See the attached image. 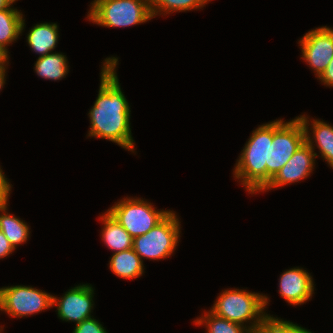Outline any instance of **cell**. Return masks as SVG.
<instances>
[{
  "mask_svg": "<svg viewBox=\"0 0 333 333\" xmlns=\"http://www.w3.org/2000/svg\"><path fill=\"white\" fill-rule=\"evenodd\" d=\"M118 58H106L101 72L99 94L89 112V136L115 142L124 149L134 150L130 128V107L121 91L115 72Z\"/></svg>",
  "mask_w": 333,
  "mask_h": 333,
  "instance_id": "6da1fadb",
  "label": "cell"
},
{
  "mask_svg": "<svg viewBox=\"0 0 333 333\" xmlns=\"http://www.w3.org/2000/svg\"><path fill=\"white\" fill-rule=\"evenodd\" d=\"M269 140H273V122L253 131L236 163L234 175L250 193L262 191L267 186Z\"/></svg>",
  "mask_w": 333,
  "mask_h": 333,
  "instance_id": "7a4b0ae2",
  "label": "cell"
},
{
  "mask_svg": "<svg viewBox=\"0 0 333 333\" xmlns=\"http://www.w3.org/2000/svg\"><path fill=\"white\" fill-rule=\"evenodd\" d=\"M267 298L262 294L246 292V290H225L219 295L211 311L241 325L245 321L254 320L248 327L254 333L268 316L263 312L268 303Z\"/></svg>",
  "mask_w": 333,
  "mask_h": 333,
  "instance_id": "3957f363",
  "label": "cell"
},
{
  "mask_svg": "<svg viewBox=\"0 0 333 333\" xmlns=\"http://www.w3.org/2000/svg\"><path fill=\"white\" fill-rule=\"evenodd\" d=\"M88 19L105 27H126L153 18L148 0H94Z\"/></svg>",
  "mask_w": 333,
  "mask_h": 333,
  "instance_id": "277c9868",
  "label": "cell"
},
{
  "mask_svg": "<svg viewBox=\"0 0 333 333\" xmlns=\"http://www.w3.org/2000/svg\"><path fill=\"white\" fill-rule=\"evenodd\" d=\"M305 142V130L298 117L286 123L281 119L273 121V140H269L266 163L267 185Z\"/></svg>",
  "mask_w": 333,
  "mask_h": 333,
  "instance_id": "5b68a950",
  "label": "cell"
},
{
  "mask_svg": "<svg viewBox=\"0 0 333 333\" xmlns=\"http://www.w3.org/2000/svg\"><path fill=\"white\" fill-rule=\"evenodd\" d=\"M179 224L175 213L170 211L146 234L133 238V250L141 259L167 258L177 246L180 236Z\"/></svg>",
  "mask_w": 333,
  "mask_h": 333,
  "instance_id": "8992f818",
  "label": "cell"
},
{
  "mask_svg": "<svg viewBox=\"0 0 333 333\" xmlns=\"http://www.w3.org/2000/svg\"><path fill=\"white\" fill-rule=\"evenodd\" d=\"M115 218L132 238L150 231L170 211H158L142 199L126 198L107 211Z\"/></svg>",
  "mask_w": 333,
  "mask_h": 333,
  "instance_id": "52a82bcc",
  "label": "cell"
},
{
  "mask_svg": "<svg viewBox=\"0 0 333 333\" xmlns=\"http://www.w3.org/2000/svg\"><path fill=\"white\" fill-rule=\"evenodd\" d=\"M52 304V295L30 286L0 288V310L9 316H29L52 307Z\"/></svg>",
  "mask_w": 333,
  "mask_h": 333,
  "instance_id": "ba28073f",
  "label": "cell"
},
{
  "mask_svg": "<svg viewBox=\"0 0 333 333\" xmlns=\"http://www.w3.org/2000/svg\"><path fill=\"white\" fill-rule=\"evenodd\" d=\"M298 118L303 124L306 142L292 155V157L285 163V165L262 191L298 182L304 178L306 179V177H308L312 172L315 163L314 158L317 154L314 153V142H312L313 140L308 133L309 120H307L305 115Z\"/></svg>",
  "mask_w": 333,
  "mask_h": 333,
  "instance_id": "9c48e42d",
  "label": "cell"
},
{
  "mask_svg": "<svg viewBox=\"0 0 333 333\" xmlns=\"http://www.w3.org/2000/svg\"><path fill=\"white\" fill-rule=\"evenodd\" d=\"M302 57L319 78L333 58V29L320 27L306 33L300 40Z\"/></svg>",
  "mask_w": 333,
  "mask_h": 333,
  "instance_id": "30bf717a",
  "label": "cell"
},
{
  "mask_svg": "<svg viewBox=\"0 0 333 333\" xmlns=\"http://www.w3.org/2000/svg\"><path fill=\"white\" fill-rule=\"evenodd\" d=\"M93 292L92 286L79 285L66 292L61 300L53 296L52 305L57 306L60 319L79 324L92 317L90 314L93 308Z\"/></svg>",
  "mask_w": 333,
  "mask_h": 333,
  "instance_id": "8fae6325",
  "label": "cell"
},
{
  "mask_svg": "<svg viewBox=\"0 0 333 333\" xmlns=\"http://www.w3.org/2000/svg\"><path fill=\"white\" fill-rule=\"evenodd\" d=\"M313 285V279L306 270L291 268L281 275L279 292L288 303L301 305L312 297Z\"/></svg>",
  "mask_w": 333,
  "mask_h": 333,
  "instance_id": "7c38bea8",
  "label": "cell"
},
{
  "mask_svg": "<svg viewBox=\"0 0 333 333\" xmlns=\"http://www.w3.org/2000/svg\"><path fill=\"white\" fill-rule=\"evenodd\" d=\"M58 41V25L50 23L36 24L27 35V42L39 57L51 54Z\"/></svg>",
  "mask_w": 333,
  "mask_h": 333,
  "instance_id": "4fadbf2b",
  "label": "cell"
},
{
  "mask_svg": "<svg viewBox=\"0 0 333 333\" xmlns=\"http://www.w3.org/2000/svg\"><path fill=\"white\" fill-rule=\"evenodd\" d=\"M104 224L102 238L104 243L115 253L131 249L133 238L108 212L100 217Z\"/></svg>",
  "mask_w": 333,
  "mask_h": 333,
  "instance_id": "5bb4252c",
  "label": "cell"
},
{
  "mask_svg": "<svg viewBox=\"0 0 333 333\" xmlns=\"http://www.w3.org/2000/svg\"><path fill=\"white\" fill-rule=\"evenodd\" d=\"M110 269L118 277L133 279L143 274V260L131 249L114 253L110 259Z\"/></svg>",
  "mask_w": 333,
  "mask_h": 333,
  "instance_id": "9a60e30c",
  "label": "cell"
},
{
  "mask_svg": "<svg viewBox=\"0 0 333 333\" xmlns=\"http://www.w3.org/2000/svg\"><path fill=\"white\" fill-rule=\"evenodd\" d=\"M7 205V202L0 203V211L2 212L0 215V230L15 250L17 245L26 242L29 237V227L19 218L6 213Z\"/></svg>",
  "mask_w": 333,
  "mask_h": 333,
  "instance_id": "2e32d148",
  "label": "cell"
},
{
  "mask_svg": "<svg viewBox=\"0 0 333 333\" xmlns=\"http://www.w3.org/2000/svg\"><path fill=\"white\" fill-rule=\"evenodd\" d=\"M23 15L13 8L0 11V44L5 48L15 41L24 29Z\"/></svg>",
  "mask_w": 333,
  "mask_h": 333,
  "instance_id": "e0dca14e",
  "label": "cell"
},
{
  "mask_svg": "<svg viewBox=\"0 0 333 333\" xmlns=\"http://www.w3.org/2000/svg\"><path fill=\"white\" fill-rule=\"evenodd\" d=\"M37 75L44 79L61 80L68 72L67 59L60 53L39 57L35 63Z\"/></svg>",
  "mask_w": 333,
  "mask_h": 333,
  "instance_id": "ac0fdd59",
  "label": "cell"
},
{
  "mask_svg": "<svg viewBox=\"0 0 333 333\" xmlns=\"http://www.w3.org/2000/svg\"><path fill=\"white\" fill-rule=\"evenodd\" d=\"M312 128L313 138L315 144H318L321 156L333 168V126L320 120H313Z\"/></svg>",
  "mask_w": 333,
  "mask_h": 333,
  "instance_id": "d6986e66",
  "label": "cell"
},
{
  "mask_svg": "<svg viewBox=\"0 0 333 333\" xmlns=\"http://www.w3.org/2000/svg\"><path fill=\"white\" fill-rule=\"evenodd\" d=\"M203 323L207 325V333H252L249 329H246V326L220 317L211 310L202 319L200 317L195 320L196 325H202Z\"/></svg>",
  "mask_w": 333,
  "mask_h": 333,
  "instance_id": "ffe728a7",
  "label": "cell"
},
{
  "mask_svg": "<svg viewBox=\"0 0 333 333\" xmlns=\"http://www.w3.org/2000/svg\"><path fill=\"white\" fill-rule=\"evenodd\" d=\"M153 17L159 12L189 11L203 7L210 0H148ZM170 11V12H169Z\"/></svg>",
  "mask_w": 333,
  "mask_h": 333,
  "instance_id": "44dd1931",
  "label": "cell"
},
{
  "mask_svg": "<svg viewBox=\"0 0 333 333\" xmlns=\"http://www.w3.org/2000/svg\"><path fill=\"white\" fill-rule=\"evenodd\" d=\"M254 333H293V323L268 315Z\"/></svg>",
  "mask_w": 333,
  "mask_h": 333,
  "instance_id": "7402d4cb",
  "label": "cell"
},
{
  "mask_svg": "<svg viewBox=\"0 0 333 333\" xmlns=\"http://www.w3.org/2000/svg\"><path fill=\"white\" fill-rule=\"evenodd\" d=\"M73 333H107V332L96 319L89 318L77 324Z\"/></svg>",
  "mask_w": 333,
  "mask_h": 333,
  "instance_id": "603a6c76",
  "label": "cell"
},
{
  "mask_svg": "<svg viewBox=\"0 0 333 333\" xmlns=\"http://www.w3.org/2000/svg\"><path fill=\"white\" fill-rule=\"evenodd\" d=\"M10 190L11 185L5 178V175L2 173V169L0 168V203H5L8 201Z\"/></svg>",
  "mask_w": 333,
  "mask_h": 333,
  "instance_id": "cb8c5ba5",
  "label": "cell"
},
{
  "mask_svg": "<svg viewBox=\"0 0 333 333\" xmlns=\"http://www.w3.org/2000/svg\"><path fill=\"white\" fill-rule=\"evenodd\" d=\"M14 251V248L9 243L8 239L0 230V258L6 257Z\"/></svg>",
  "mask_w": 333,
  "mask_h": 333,
  "instance_id": "d4e9b609",
  "label": "cell"
},
{
  "mask_svg": "<svg viewBox=\"0 0 333 333\" xmlns=\"http://www.w3.org/2000/svg\"><path fill=\"white\" fill-rule=\"evenodd\" d=\"M321 81L328 86H333V58L327 65L326 70L319 77Z\"/></svg>",
  "mask_w": 333,
  "mask_h": 333,
  "instance_id": "484cf974",
  "label": "cell"
},
{
  "mask_svg": "<svg viewBox=\"0 0 333 333\" xmlns=\"http://www.w3.org/2000/svg\"><path fill=\"white\" fill-rule=\"evenodd\" d=\"M8 51L7 49L0 44V64H5L8 60Z\"/></svg>",
  "mask_w": 333,
  "mask_h": 333,
  "instance_id": "4316f807",
  "label": "cell"
},
{
  "mask_svg": "<svg viewBox=\"0 0 333 333\" xmlns=\"http://www.w3.org/2000/svg\"><path fill=\"white\" fill-rule=\"evenodd\" d=\"M5 66V67H4ZM6 65L0 64V90L3 87L5 83V71H6Z\"/></svg>",
  "mask_w": 333,
  "mask_h": 333,
  "instance_id": "83f0119b",
  "label": "cell"
},
{
  "mask_svg": "<svg viewBox=\"0 0 333 333\" xmlns=\"http://www.w3.org/2000/svg\"><path fill=\"white\" fill-rule=\"evenodd\" d=\"M15 1L17 0H0V11L10 8V5L13 4Z\"/></svg>",
  "mask_w": 333,
  "mask_h": 333,
  "instance_id": "f1b7e54d",
  "label": "cell"
},
{
  "mask_svg": "<svg viewBox=\"0 0 333 333\" xmlns=\"http://www.w3.org/2000/svg\"><path fill=\"white\" fill-rule=\"evenodd\" d=\"M293 333H312L307 329L302 328L296 324H293Z\"/></svg>",
  "mask_w": 333,
  "mask_h": 333,
  "instance_id": "f546056e",
  "label": "cell"
}]
</instances>
